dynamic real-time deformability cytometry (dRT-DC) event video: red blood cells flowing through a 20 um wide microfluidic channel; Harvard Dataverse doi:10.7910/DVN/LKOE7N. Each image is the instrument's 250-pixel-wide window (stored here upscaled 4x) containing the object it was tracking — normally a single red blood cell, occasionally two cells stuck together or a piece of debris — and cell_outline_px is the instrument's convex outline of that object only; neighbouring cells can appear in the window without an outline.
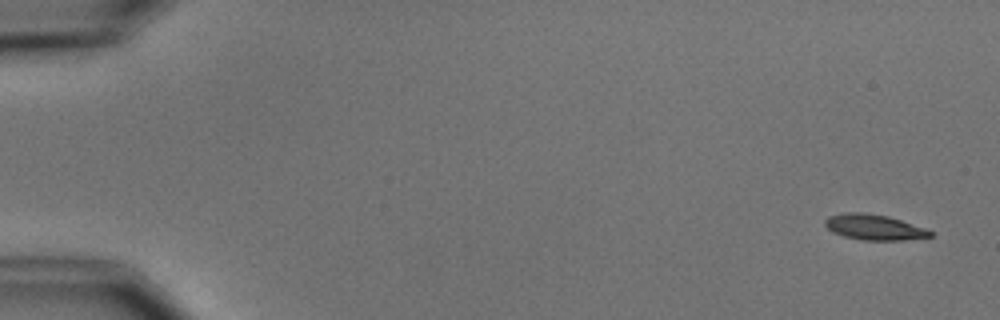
{"species": "common noctule bat (a hibernating species)", "species_latin": "Nyctalus noctula", "temperature_condition": "cold", "stored_images_in_passage": 6, "camera_frame_rate_fps": 3000, "um_per_image_px": 0.085, "animal": {"sex": "male", "body_mass_g": 15.6}, "frame": {"image": 1, "passage_image": 1, "time_ms": 0.0, "image_size_px": [1000, 320], "cell_outline_px": [[932, 236], [900, 240], [864, 240], [844, 236], [832, 232], [824, 224], [824, 220], [828, 216], [848, 212], [860, 212], [888, 216], [924, 228], [932, 232]], "centroid_in_image_um": [74.25, 19.3], "position_along_channel_um": 10.8, "area_um2": 15.37}}
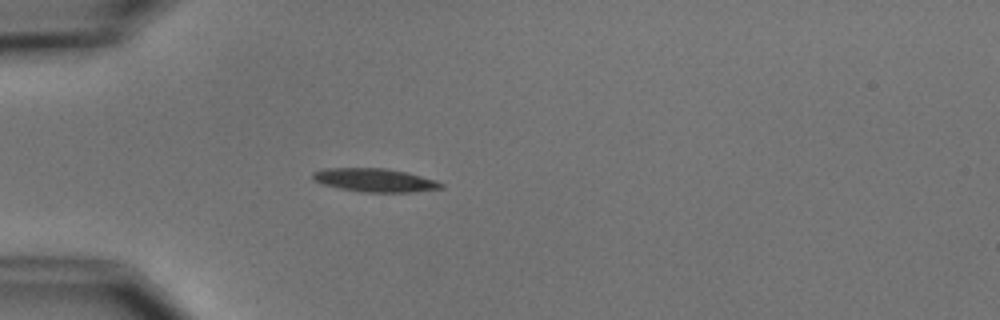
{"frame": {"image": 2, "passage_image": 5, "time_ms": 4.667, "image_size_px": [1000, 320], "cell_outline_px": [[444, 188], [412, 192], [364, 192], [340, 188], [324, 184], [312, 180], [312, 172], [324, 168], [388, 168], [408, 172], [436, 180], [444, 184]], "centroid_in_image_um": [31.88, 15.3], "position_along_channel_um": 53.1, "area_um2": 17.63}}